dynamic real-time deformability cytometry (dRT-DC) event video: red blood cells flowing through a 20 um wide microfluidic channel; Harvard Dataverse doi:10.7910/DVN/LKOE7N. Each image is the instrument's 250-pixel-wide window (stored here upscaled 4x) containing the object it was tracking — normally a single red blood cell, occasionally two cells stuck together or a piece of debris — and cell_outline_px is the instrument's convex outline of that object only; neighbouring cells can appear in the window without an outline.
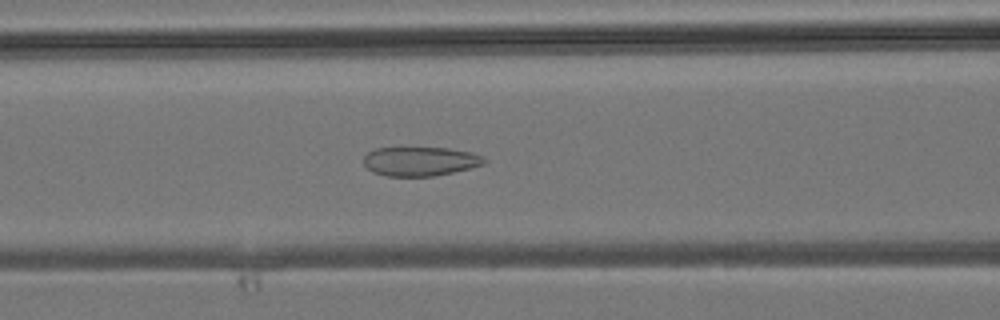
{"species": "common noctule bat (a hibernating species)", "species_latin": "Nyctalus noctula", "temperature_condition": "room temperature", "stored_images_in_passage": 44, "camera_frame_rate_fps": 3000, "um_per_image_px": 0.085, "animal": {"sex": "male", "body_mass_g": 19.2, "forearm_length_mm": 51.8}, "frame": {"image": 1, "passage_image": 18, "time_ms": 5.667, "image_size_px": [1000, 320], "cell_outline_px": [[488, 160], [484, 164], [472, 168], [432, 176], [384, 176], [372, 172], [364, 164], [364, 156], [368, 152], [376, 148], [448, 148], [472, 152], [484, 156]], "centroid_in_image_um": [35.74, 13.71], "position_along_channel_um": 130.9, "area_um2": 20.58}}
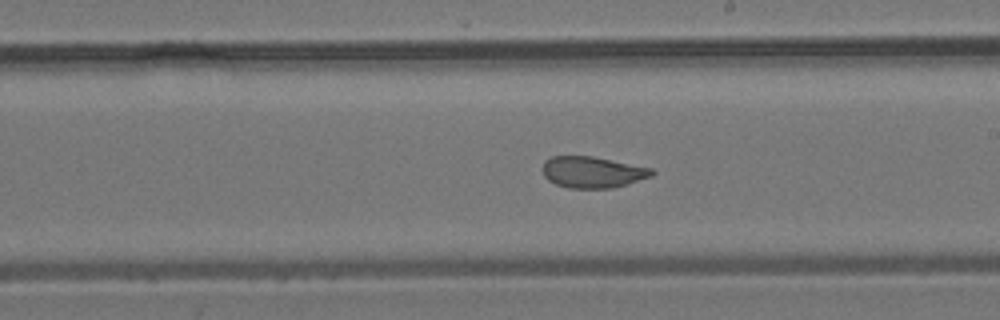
{"frame": {"image": 2, "passage_image": 25, "time_ms": 8.0, "image_size_px": [1000, 320], "cell_outline_px": [[656, 172], [652, 176], [612, 188], [568, 188], [556, 184], [548, 180], [544, 176], [544, 160], [552, 156], [592, 156], [652, 168]], "centroid_in_image_um": [50.36, 14.63], "position_along_channel_um": 238.6, "area_um2": 19.83}}
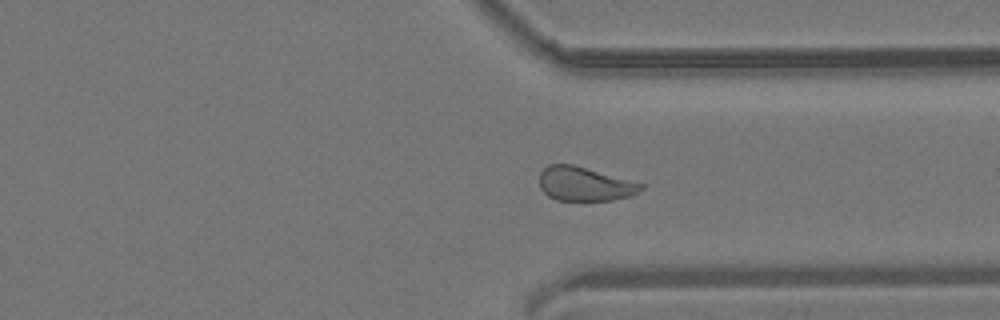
{"frame": {"image": 3, "passage_image": 33, "time_ms": 10.667, "image_size_px": [1000, 320], "cell_outline_px": [[644, 188], [632, 196], [612, 200], [556, 200], [548, 196], [540, 188], [540, 172], [548, 164], [572, 164], [644, 184]], "centroid_in_image_um": [49.69, 15.64], "position_along_channel_um": 361.7, "area_um2": 20.06}}